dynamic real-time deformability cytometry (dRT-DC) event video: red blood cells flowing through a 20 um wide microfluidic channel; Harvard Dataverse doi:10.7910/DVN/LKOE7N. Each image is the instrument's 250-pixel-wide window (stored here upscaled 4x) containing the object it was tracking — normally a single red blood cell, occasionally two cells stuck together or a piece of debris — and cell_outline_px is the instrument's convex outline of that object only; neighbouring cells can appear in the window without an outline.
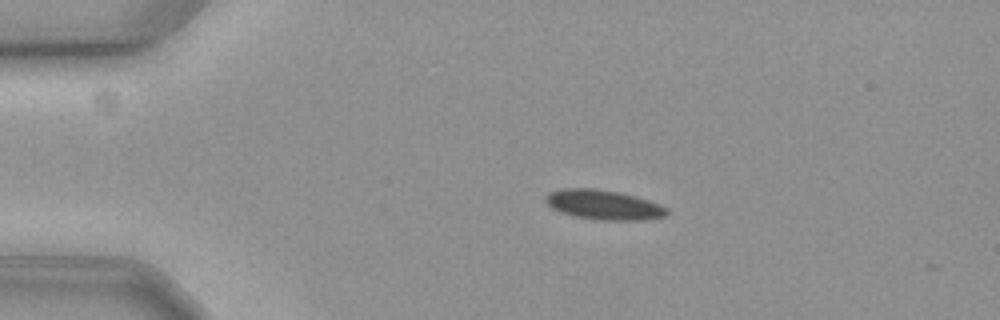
{"species": "common noctule bat (a hibernating species)", "species_latin": "Nyctalus noctula", "temperature_condition": "cold", "stored_images_in_passage": 7, "camera_frame_rate_fps": 3000, "um_per_image_px": 0.085, "animal": {"sex": "female", "body_mass_g": 19.3, "forearm_length_mm": 54.1}, "frame": {"image": 1, "passage_image": 1, "time_ms": 0.0, "image_size_px": [1000, 320], "cell_outline_px": [[668, 212], [664, 216], [636, 220], [600, 220], [572, 216], [560, 212], [552, 208], [544, 200], [548, 192], [564, 188], [592, 188], [620, 192], [636, 196], [660, 204], [668, 208]], "centroid_in_image_um": [51.27, 17.4], "position_along_channel_um": 33.7, "area_um2": 20.98}}